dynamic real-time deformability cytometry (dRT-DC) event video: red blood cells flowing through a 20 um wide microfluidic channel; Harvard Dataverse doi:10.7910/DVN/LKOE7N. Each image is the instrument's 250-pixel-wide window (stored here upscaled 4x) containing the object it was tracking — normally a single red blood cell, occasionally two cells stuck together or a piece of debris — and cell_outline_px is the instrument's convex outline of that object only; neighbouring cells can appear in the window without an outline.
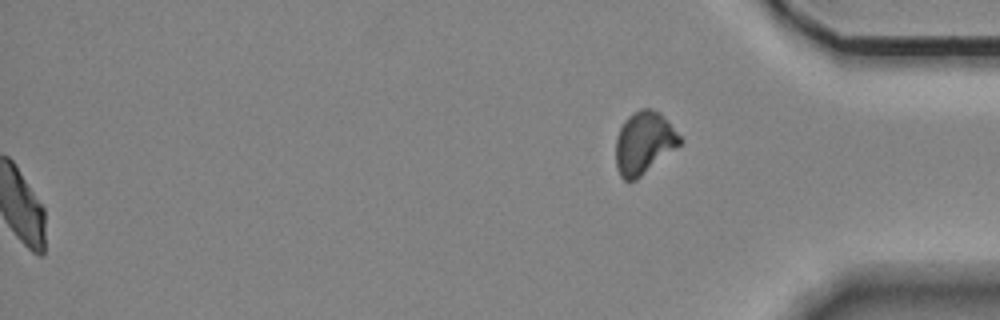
{"species": "Egyptian fruit bat (a non-hibernating species)", "species_latin": "Rousettus aegyptiacus", "temperature_condition": "room temperature", "stored_images_in_passage": 56, "segment_of_instrument_passage": [2, 2], "camera_frame_rate_fps": 3000, "um_per_image_px": 0.085, "animal": {"sex": "female"}, "frame": {"image": 1, "passage_image": 56, "time_ms": 18.333, "image_size_px": [1000, 320], "cell_outline_px": [[684, 140], [680, 144], [636, 180], [624, 180], [620, 176], [616, 164], [616, 136], [624, 120], [628, 116], [640, 108], [652, 108], [660, 112]], "centroid_in_image_um": [54.73, 12.11], "position_along_channel_um": 380.5, "area_um2": 23.18}}